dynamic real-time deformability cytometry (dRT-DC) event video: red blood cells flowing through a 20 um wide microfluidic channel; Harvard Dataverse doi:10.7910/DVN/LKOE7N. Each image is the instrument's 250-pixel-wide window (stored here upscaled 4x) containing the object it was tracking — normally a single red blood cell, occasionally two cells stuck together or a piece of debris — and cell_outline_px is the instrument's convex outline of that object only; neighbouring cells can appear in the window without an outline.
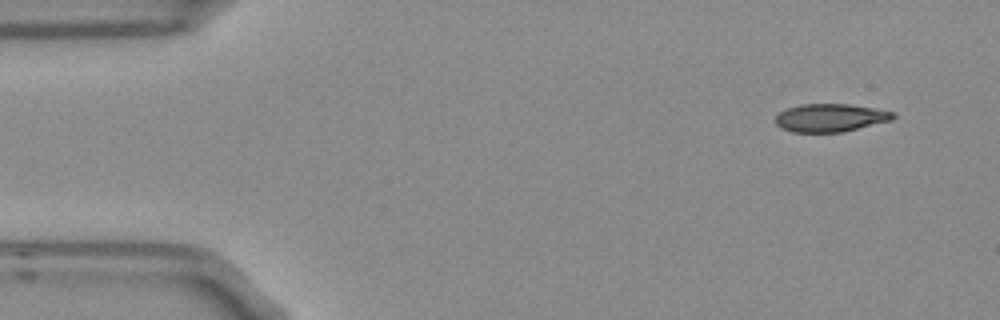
{"species": "Egyptian fruit bat (a non-hibernating species)", "species_latin": "Rousettus aegyptiacus", "temperature_condition": "room temperature", "stored_images_in_passage": 4, "camera_frame_rate_fps": 3000, "um_per_image_px": 0.085, "frame": {"image": 1, "passage_image": 1, "time_ms": 0.0, "image_size_px": [1000, 320], "cell_outline_px": [[896, 116], [892, 120], [840, 132], [792, 132], [780, 128], [776, 124], [776, 116], [780, 112], [788, 108], [800, 104], [848, 104], [896, 112]], "centroid_in_image_um": [70.57, 10.01], "position_along_channel_um": 14.4, "area_um2": 19.07}}
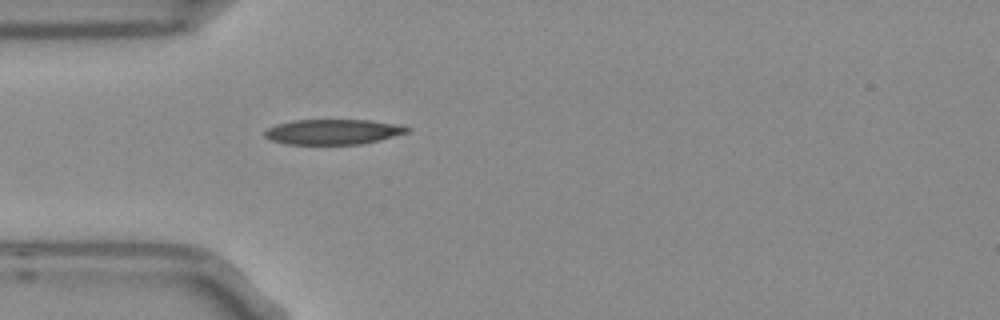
{"frame": {"image": 2, "passage_image": 4, "time_ms": 1.0, "image_size_px": [1000, 320], "cell_outline_px": [[412, 128], [408, 132], [380, 140], [360, 144], [284, 144], [272, 140], [264, 136], [264, 132], [268, 128], [276, 124], [292, 120], [368, 120], [392, 124]], "centroid_in_image_um": [28.26, 11.21], "position_along_channel_um": 56.7, "area_um2": 20.75}}